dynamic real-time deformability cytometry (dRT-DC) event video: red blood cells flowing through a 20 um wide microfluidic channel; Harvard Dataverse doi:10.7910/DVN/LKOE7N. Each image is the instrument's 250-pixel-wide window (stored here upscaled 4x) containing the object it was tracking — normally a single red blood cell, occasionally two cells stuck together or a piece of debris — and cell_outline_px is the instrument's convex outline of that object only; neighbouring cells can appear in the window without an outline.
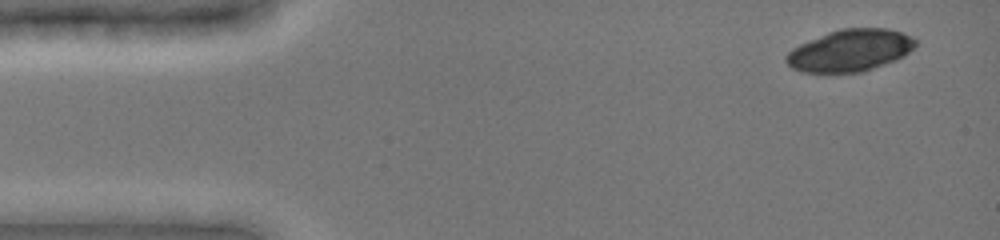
{"species": "common noctule bat (a hibernating species)", "species_latin": "Nyctalus noctula", "temperature_condition": "cold", "stored_images_in_passage": 4, "camera_frame_rate_fps": 3000, "um_per_image_px": 0.085, "animal": {"sex": "female", "body_mass_g": 19.0, "forearm_length_mm": 51.5}, "frame": {"image": 1, "passage_image": 1, "time_ms": 0.0, "image_size_px": [1000, 240], "cell_outline_px": [[916, 44], [904, 56], [896, 60], [864, 72], [804, 72], [792, 68], [784, 60], [784, 56], [792, 48], [800, 44], [828, 32], [840, 28], [888, 28], [912, 36], [916, 40]], "centroid_in_image_um": [72.25, 4.28], "position_along_channel_um": 12.7, "area_um2": 31.62}}
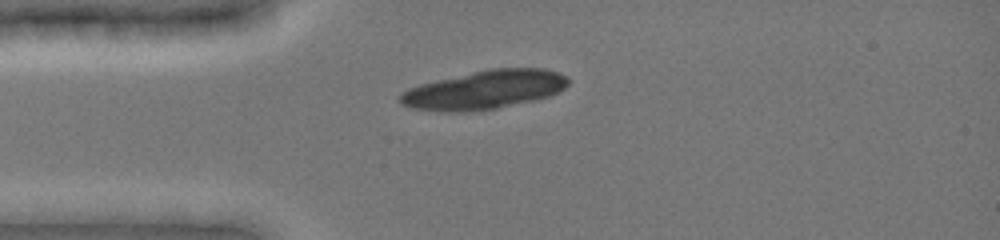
{"frame": {"image": 2, "passage_image": 4, "time_ms": 3.0, "image_size_px": [1000, 240], "cell_outline_px": [[572, 80], [564, 88], [548, 96], [532, 100], [496, 108], [468, 112], [440, 112], [412, 108], [400, 104], [400, 96], [408, 88], [420, 84], [436, 80], [472, 72], [492, 68], [544, 68], [568, 76]], "centroid_in_image_um": [41.17, 7.63], "position_along_channel_um": 43.8, "area_um2": 37.8}}